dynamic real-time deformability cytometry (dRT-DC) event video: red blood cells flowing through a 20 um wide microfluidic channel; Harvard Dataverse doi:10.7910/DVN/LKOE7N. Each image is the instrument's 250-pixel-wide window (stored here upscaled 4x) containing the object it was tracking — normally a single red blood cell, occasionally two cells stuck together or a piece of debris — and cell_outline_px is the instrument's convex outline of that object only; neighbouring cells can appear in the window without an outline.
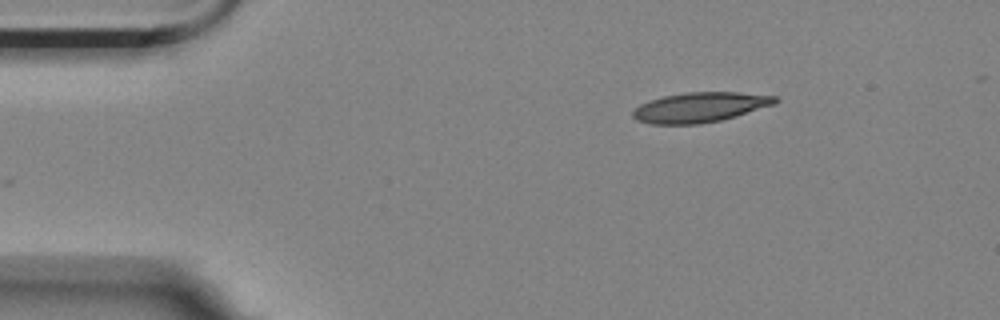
{"species": "Egyptian fruit bat (a non-hibernating species)", "species_latin": "Rousettus aegyptiacus", "temperature_condition": "room temperature", "stored_images_in_passage": 48, "camera_frame_rate_fps": 3000, "um_per_image_px": 0.085, "animal": {"sex": "female"}, "frame": {"image": 1, "passage_image": 1, "time_ms": 0.0, "image_size_px": [1000, 320], "cell_outline_px": [[780, 100], [776, 104], [736, 116], [720, 120], [700, 124], [652, 124], [636, 120], [632, 116], [632, 112], [640, 104], [664, 96], [684, 92], [736, 92], [776, 96]], "centroid_in_image_um": [59.52, 9.12], "position_along_channel_um": 25.5, "area_um2": 24.8}}
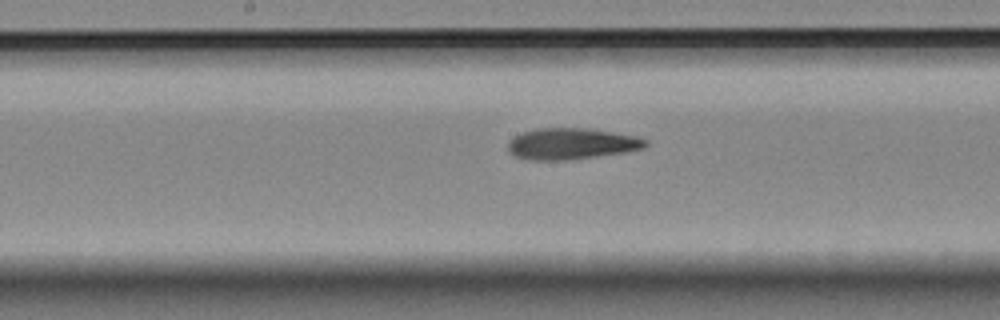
{"frame": {"image": 2, "passage_image": 21, "time_ms": 6.667, "image_size_px": [1000, 320], "cell_outline_px": [[648, 144], [644, 148], [628, 152], [572, 160], [524, 160], [512, 156], [508, 152], [508, 144], [520, 132], [540, 128], [588, 128], [636, 136], [648, 140]], "centroid_in_image_um": [48.57, 12.24], "position_along_channel_um": 199.6, "area_um2": 25.43}}
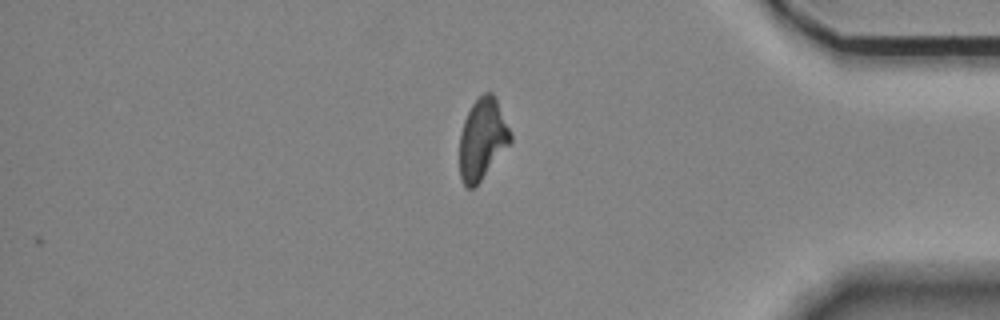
{"frame": {"image": 3, "passage_image": 40, "time_ms": 13.0, "image_size_px": [1000, 320], "cell_outline_px": [[512, 140], [480, 180], [472, 188], [468, 188], [464, 184], [460, 176], [460, 132], [464, 120], [472, 104], [484, 92], [492, 92], [496, 100], [512, 136]], "centroid_in_image_um": [40.98, 11.8], "position_along_channel_um": 394.2, "area_um2": 23.29}, "authors_computed_cell_mechanics": {"area_um2": 24.7384, "velocity_mm_per_s": 3.5148, "shape_relaxation_time_tau1_ms": 6.6394, "shape_relaxation_time_tau2_ms": 5.2358, "deformation_change_tau1": 0.1773, "deformation_change_tau2": 0.1371}}